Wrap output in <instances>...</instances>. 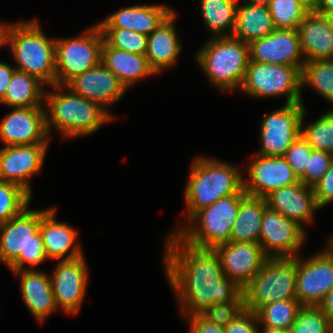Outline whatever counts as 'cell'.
Segmentation results:
<instances>
[{"instance_id":"6da1fadb","label":"cell","mask_w":333,"mask_h":333,"mask_svg":"<svg viewBox=\"0 0 333 333\" xmlns=\"http://www.w3.org/2000/svg\"><path fill=\"white\" fill-rule=\"evenodd\" d=\"M166 241V276L184 317L200 314L216 303L244 302L243 289L225 277L214 249L190 246L175 232Z\"/></svg>"},{"instance_id":"7a4b0ae2","label":"cell","mask_w":333,"mask_h":333,"mask_svg":"<svg viewBox=\"0 0 333 333\" xmlns=\"http://www.w3.org/2000/svg\"><path fill=\"white\" fill-rule=\"evenodd\" d=\"M58 91L67 88L70 93L45 92L44 100L48 110H45L46 129L48 135L52 127H56L65 138L79 135H89L97 131L104 123L114 117L101 105L88 100L67 86L53 85ZM64 87V88H62Z\"/></svg>"},{"instance_id":"3957f363","label":"cell","mask_w":333,"mask_h":333,"mask_svg":"<svg viewBox=\"0 0 333 333\" xmlns=\"http://www.w3.org/2000/svg\"><path fill=\"white\" fill-rule=\"evenodd\" d=\"M188 178L184 198L189 219L217 200L243 191L238 167L204 156L195 159Z\"/></svg>"},{"instance_id":"277c9868","label":"cell","mask_w":333,"mask_h":333,"mask_svg":"<svg viewBox=\"0 0 333 333\" xmlns=\"http://www.w3.org/2000/svg\"><path fill=\"white\" fill-rule=\"evenodd\" d=\"M36 20L8 24L6 43L10 44L16 70L36 77L42 84L55 85V39L44 35Z\"/></svg>"},{"instance_id":"5b68a950","label":"cell","mask_w":333,"mask_h":333,"mask_svg":"<svg viewBox=\"0 0 333 333\" xmlns=\"http://www.w3.org/2000/svg\"><path fill=\"white\" fill-rule=\"evenodd\" d=\"M40 228V211L25 208L0 225V261L12 271L33 269L47 259ZM24 264H29L28 268Z\"/></svg>"},{"instance_id":"8992f818","label":"cell","mask_w":333,"mask_h":333,"mask_svg":"<svg viewBox=\"0 0 333 333\" xmlns=\"http://www.w3.org/2000/svg\"><path fill=\"white\" fill-rule=\"evenodd\" d=\"M245 195L243 190L240 194L219 199L197 211L188 220L190 225L180 226L175 234L188 245L202 249H214L230 242V233L238 215L240 201Z\"/></svg>"},{"instance_id":"52a82bcc","label":"cell","mask_w":333,"mask_h":333,"mask_svg":"<svg viewBox=\"0 0 333 333\" xmlns=\"http://www.w3.org/2000/svg\"><path fill=\"white\" fill-rule=\"evenodd\" d=\"M196 57L212 85L227 92L241 87L249 63V46L232 36L213 37Z\"/></svg>"},{"instance_id":"ba28073f","label":"cell","mask_w":333,"mask_h":333,"mask_svg":"<svg viewBox=\"0 0 333 333\" xmlns=\"http://www.w3.org/2000/svg\"><path fill=\"white\" fill-rule=\"evenodd\" d=\"M244 308L256 313L279 300L296 299V257L268 258L243 289Z\"/></svg>"},{"instance_id":"9c48e42d","label":"cell","mask_w":333,"mask_h":333,"mask_svg":"<svg viewBox=\"0 0 333 333\" xmlns=\"http://www.w3.org/2000/svg\"><path fill=\"white\" fill-rule=\"evenodd\" d=\"M83 34L55 39V85L66 86L76 76L101 63L104 37L99 25Z\"/></svg>"},{"instance_id":"30bf717a","label":"cell","mask_w":333,"mask_h":333,"mask_svg":"<svg viewBox=\"0 0 333 333\" xmlns=\"http://www.w3.org/2000/svg\"><path fill=\"white\" fill-rule=\"evenodd\" d=\"M240 89L252 97L286 95V104L301 103V72L291 65L250 61Z\"/></svg>"},{"instance_id":"8fae6325","label":"cell","mask_w":333,"mask_h":333,"mask_svg":"<svg viewBox=\"0 0 333 333\" xmlns=\"http://www.w3.org/2000/svg\"><path fill=\"white\" fill-rule=\"evenodd\" d=\"M304 104H285L282 108L265 114L260 126L262 140L258 155L284 156L287 149L301 134Z\"/></svg>"},{"instance_id":"7c38bea8","label":"cell","mask_w":333,"mask_h":333,"mask_svg":"<svg viewBox=\"0 0 333 333\" xmlns=\"http://www.w3.org/2000/svg\"><path fill=\"white\" fill-rule=\"evenodd\" d=\"M296 257V299L301 306H319L333 287V251L325 250L301 262Z\"/></svg>"},{"instance_id":"4fadbf2b","label":"cell","mask_w":333,"mask_h":333,"mask_svg":"<svg viewBox=\"0 0 333 333\" xmlns=\"http://www.w3.org/2000/svg\"><path fill=\"white\" fill-rule=\"evenodd\" d=\"M304 240V228L268 206L265 208L259 244L268 258L297 257Z\"/></svg>"},{"instance_id":"5bb4252c","label":"cell","mask_w":333,"mask_h":333,"mask_svg":"<svg viewBox=\"0 0 333 333\" xmlns=\"http://www.w3.org/2000/svg\"><path fill=\"white\" fill-rule=\"evenodd\" d=\"M84 255L58 261L50 276L51 289L58 309L73 314L80 310L87 286L88 269Z\"/></svg>"},{"instance_id":"9a60e30c","label":"cell","mask_w":333,"mask_h":333,"mask_svg":"<svg viewBox=\"0 0 333 333\" xmlns=\"http://www.w3.org/2000/svg\"><path fill=\"white\" fill-rule=\"evenodd\" d=\"M249 60L269 64L291 65L302 71V58L298 29L276 28L269 35L248 44Z\"/></svg>"},{"instance_id":"2e32d148","label":"cell","mask_w":333,"mask_h":333,"mask_svg":"<svg viewBox=\"0 0 333 333\" xmlns=\"http://www.w3.org/2000/svg\"><path fill=\"white\" fill-rule=\"evenodd\" d=\"M253 156L255 160L247 170L249 178L243 180L247 195L265 198L274 190L300 182L283 156Z\"/></svg>"},{"instance_id":"e0dca14e","label":"cell","mask_w":333,"mask_h":333,"mask_svg":"<svg viewBox=\"0 0 333 333\" xmlns=\"http://www.w3.org/2000/svg\"><path fill=\"white\" fill-rule=\"evenodd\" d=\"M225 277L244 289L268 257L258 242H228L214 248Z\"/></svg>"},{"instance_id":"ac0fdd59","label":"cell","mask_w":333,"mask_h":333,"mask_svg":"<svg viewBox=\"0 0 333 333\" xmlns=\"http://www.w3.org/2000/svg\"><path fill=\"white\" fill-rule=\"evenodd\" d=\"M48 143L5 146L0 150V181L22 187L31 194L30 178L42 169Z\"/></svg>"},{"instance_id":"d6986e66","label":"cell","mask_w":333,"mask_h":333,"mask_svg":"<svg viewBox=\"0 0 333 333\" xmlns=\"http://www.w3.org/2000/svg\"><path fill=\"white\" fill-rule=\"evenodd\" d=\"M45 108H13L2 119L0 140L5 146L48 143Z\"/></svg>"},{"instance_id":"ffe728a7","label":"cell","mask_w":333,"mask_h":333,"mask_svg":"<svg viewBox=\"0 0 333 333\" xmlns=\"http://www.w3.org/2000/svg\"><path fill=\"white\" fill-rule=\"evenodd\" d=\"M66 86L104 109L120 100L127 90L117 76L102 63L76 76Z\"/></svg>"},{"instance_id":"44dd1931","label":"cell","mask_w":333,"mask_h":333,"mask_svg":"<svg viewBox=\"0 0 333 333\" xmlns=\"http://www.w3.org/2000/svg\"><path fill=\"white\" fill-rule=\"evenodd\" d=\"M267 206L302 226L312 222L314 211L319 209L313 187L299 182L272 191L265 197Z\"/></svg>"},{"instance_id":"7402d4cb","label":"cell","mask_w":333,"mask_h":333,"mask_svg":"<svg viewBox=\"0 0 333 333\" xmlns=\"http://www.w3.org/2000/svg\"><path fill=\"white\" fill-rule=\"evenodd\" d=\"M55 210L48 208L40 211L39 231L47 258L62 261L81 257V247L78 244L73 246L77 231L72 226L55 220Z\"/></svg>"},{"instance_id":"603a6c76","label":"cell","mask_w":333,"mask_h":333,"mask_svg":"<svg viewBox=\"0 0 333 333\" xmlns=\"http://www.w3.org/2000/svg\"><path fill=\"white\" fill-rule=\"evenodd\" d=\"M300 47L305 62L333 60V27L311 9L299 24Z\"/></svg>"},{"instance_id":"cb8c5ba5","label":"cell","mask_w":333,"mask_h":333,"mask_svg":"<svg viewBox=\"0 0 333 333\" xmlns=\"http://www.w3.org/2000/svg\"><path fill=\"white\" fill-rule=\"evenodd\" d=\"M174 11L166 5H136L119 10L102 22L100 28H120L150 35Z\"/></svg>"},{"instance_id":"d4e9b609","label":"cell","mask_w":333,"mask_h":333,"mask_svg":"<svg viewBox=\"0 0 333 333\" xmlns=\"http://www.w3.org/2000/svg\"><path fill=\"white\" fill-rule=\"evenodd\" d=\"M20 274L22 297L31 315L41 323L58 308L51 289L50 277L35 269L12 271Z\"/></svg>"},{"instance_id":"484cf974","label":"cell","mask_w":333,"mask_h":333,"mask_svg":"<svg viewBox=\"0 0 333 333\" xmlns=\"http://www.w3.org/2000/svg\"><path fill=\"white\" fill-rule=\"evenodd\" d=\"M175 17L176 14L173 12L148 35L145 55L156 74L161 70L171 68L181 52V45L174 25Z\"/></svg>"},{"instance_id":"4316f807","label":"cell","mask_w":333,"mask_h":333,"mask_svg":"<svg viewBox=\"0 0 333 333\" xmlns=\"http://www.w3.org/2000/svg\"><path fill=\"white\" fill-rule=\"evenodd\" d=\"M101 63L117 76L126 89L141 78L156 74L145 54L113 48L105 41L102 46Z\"/></svg>"},{"instance_id":"83f0119b","label":"cell","mask_w":333,"mask_h":333,"mask_svg":"<svg viewBox=\"0 0 333 333\" xmlns=\"http://www.w3.org/2000/svg\"><path fill=\"white\" fill-rule=\"evenodd\" d=\"M275 29L268 6L248 3L237 6L235 27L231 36L249 44L269 35Z\"/></svg>"},{"instance_id":"f1b7e54d","label":"cell","mask_w":333,"mask_h":333,"mask_svg":"<svg viewBox=\"0 0 333 333\" xmlns=\"http://www.w3.org/2000/svg\"><path fill=\"white\" fill-rule=\"evenodd\" d=\"M265 198L245 195L239 205L238 215L230 233L232 242H258L264 210Z\"/></svg>"},{"instance_id":"f546056e","label":"cell","mask_w":333,"mask_h":333,"mask_svg":"<svg viewBox=\"0 0 333 333\" xmlns=\"http://www.w3.org/2000/svg\"><path fill=\"white\" fill-rule=\"evenodd\" d=\"M41 83L36 77L15 70L0 103L12 108L43 107L45 90L43 91Z\"/></svg>"},{"instance_id":"4dcf8cb0","label":"cell","mask_w":333,"mask_h":333,"mask_svg":"<svg viewBox=\"0 0 333 333\" xmlns=\"http://www.w3.org/2000/svg\"><path fill=\"white\" fill-rule=\"evenodd\" d=\"M200 10L213 37L232 35L237 11V6L232 0H200Z\"/></svg>"},{"instance_id":"1f68e13d","label":"cell","mask_w":333,"mask_h":333,"mask_svg":"<svg viewBox=\"0 0 333 333\" xmlns=\"http://www.w3.org/2000/svg\"><path fill=\"white\" fill-rule=\"evenodd\" d=\"M301 307L297 299L279 300L261 307L255 314L263 329L290 330Z\"/></svg>"},{"instance_id":"d6a6232c","label":"cell","mask_w":333,"mask_h":333,"mask_svg":"<svg viewBox=\"0 0 333 333\" xmlns=\"http://www.w3.org/2000/svg\"><path fill=\"white\" fill-rule=\"evenodd\" d=\"M309 84L323 98L333 103V60H316L304 63L301 71V87Z\"/></svg>"},{"instance_id":"836d02e7","label":"cell","mask_w":333,"mask_h":333,"mask_svg":"<svg viewBox=\"0 0 333 333\" xmlns=\"http://www.w3.org/2000/svg\"><path fill=\"white\" fill-rule=\"evenodd\" d=\"M275 28L298 29L311 8L303 0H270L268 5Z\"/></svg>"},{"instance_id":"e575fe53","label":"cell","mask_w":333,"mask_h":333,"mask_svg":"<svg viewBox=\"0 0 333 333\" xmlns=\"http://www.w3.org/2000/svg\"><path fill=\"white\" fill-rule=\"evenodd\" d=\"M305 113L306 109L301 120L302 137L314 150L333 154V110L326 112L308 126L303 124Z\"/></svg>"},{"instance_id":"d590c367","label":"cell","mask_w":333,"mask_h":333,"mask_svg":"<svg viewBox=\"0 0 333 333\" xmlns=\"http://www.w3.org/2000/svg\"><path fill=\"white\" fill-rule=\"evenodd\" d=\"M31 197L17 184L0 181V225L27 208L31 202Z\"/></svg>"},{"instance_id":"8d00e7d4","label":"cell","mask_w":333,"mask_h":333,"mask_svg":"<svg viewBox=\"0 0 333 333\" xmlns=\"http://www.w3.org/2000/svg\"><path fill=\"white\" fill-rule=\"evenodd\" d=\"M290 333H333V324L318 306H302Z\"/></svg>"},{"instance_id":"74e56055","label":"cell","mask_w":333,"mask_h":333,"mask_svg":"<svg viewBox=\"0 0 333 333\" xmlns=\"http://www.w3.org/2000/svg\"><path fill=\"white\" fill-rule=\"evenodd\" d=\"M104 41L113 48L130 53L146 54L148 36L120 28H100Z\"/></svg>"},{"instance_id":"f35d334b","label":"cell","mask_w":333,"mask_h":333,"mask_svg":"<svg viewBox=\"0 0 333 333\" xmlns=\"http://www.w3.org/2000/svg\"><path fill=\"white\" fill-rule=\"evenodd\" d=\"M333 162V154L320 150H312L304 175L299 179L306 186L314 187L329 170Z\"/></svg>"},{"instance_id":"ab89813d","label":"cell","mask_w":333,"mask_h":333,"mask_svg":"<svg viewBox=\"0 0 333 333\" xmlns=\"http://www.w3.org/2000/svg\"><path fill=\"white\" fill-rule=\"evenodd\" d=\"M244 309V302L216 303L207 307L200 315L215 325L225 327Z\"/></svg>"},{"instance_id":"60d3db41","label":"cell","mask_w":333,"mask_h":333,"mask_svg":"<svg viewBox=\"0 0 333 333\" xmlns=\"http://www.w3.org/2000/svg\"><path fill=\"white\" fill-rule=\"evenodd\" d=\"M312 150L300 134L283 156L299 179L304 175Z\"/></svg>"},{"instance_id":"b9f144b4","label":"cell","mask_w":333,"mask_h":333,"mask_svg":"<svg viewBox=\"0 0 333 333\" xmlns=\"http://www.w3.org/2000/svg\"><path fill=\"white\" fill-rule=\"evenodd\" d=\"M257 325V326H255ZM259 322L254 312L244 309L238 316L225 326V333H259Z\"/></svg>"},{"instance_id":"7bdbcfd3","label":"cell","mask_w":333,"mask_h":333,"mask_svg":"<svg viewBox=\"0 0 333 333\" xmlns=\"http://www.w3.org/2000/svg\"><path fill=\"white\" fill-rule=\"evenodd\" d=\"M319 208L333 202V162L322 179L313 187Z\"/></svg>"},{"instance_id":"ee69618b","label":"cell","mask_w":333,"mask_h":333,"mask_svg":"<svg viewBox=\"0 0 333 333\" xmlns=\"http://www.w3.org/2000/svg\"><path fill=\"white\" fill-rule=\"evenodd\" d=\"M185 318L190 322V333H225L224 327H220L207 321L200 314L191 315Z\"/></svg>"},{"instance_id":"f6af8a7d","label":"cell","mask_w":333,"mask_h":333,"mask_svg":"<svg viewBox=\"0 0 333 333\" xmlns=\"http://www.w3.org/2000/svg\"><path fill=\"white\" fill-rule=\"evenodd\" d=\"M15 70V67L0 62V100L4 97Z\"/></svg>"},{"instance_id":"bcb514c9","label":"cell","mask_w":333,"mask_h":333,"mask_svg":"<svg viewBox=\"0 0 333 333\" xmlns=\"http://www.w3.org/2000/svg\"><path fill=\"white\" fill-rule=\"evenodd\" d=\"M333 324V287L318 306Z\"/></svg>"},{"instance_id":"7dc6e473","label":"cell","mask_w":333,"mask_h":333,"mask_svg":"<svg viewBox=\"0 0 333 333\" xmlns=\"http://www.w3.org/2000/svg\"><path fill=\"white\" fill-rule=\"evenodd\" d=\"M313 10H333V0H319Z\"/></svg>"},{"instance_id":"c3c4849f","label":"cell","mask_w":333,"mask_h":333,"mask_svg":"<svg viewBox=\"0 0 333 333\" xmlns=\"http://www.w3.org/2000/svg\"><path fill=\"white\" fill-rule=\"evenodd\" d=\"M315 12L321 14L326 21L333 27V10H314Z\"/></svg>"},{"instance_id":"681fc988","label":"cell","mask_w":333,"mask_h":333,"mask_svg":"<svg viewBox=\"0 0 333 333\" xmlns=\"http://www.w3.org/2000/svg\"><path fill=\"white\" fill-rule=\"evenodd\" d=\"M8 25L0 24V47L6 44V32Z\"/></svg>"},{"instance_id":"f907efd6","label":"cell","mask_w":333,"mask_h":333,"mask_svg":"<svg viewBox=\"0 0 333 333\" xmlns=\"http://www.w3.org/2000/svg\"><path fill=\"white\" fill-rule=\"evenodd\" d=\"M250 3L268 6L270 3V0H250Z\"/></svg>"},{"instance_id":"816d5d0a","label":"cell","mask_w":333,"mask_h":333,"mask_svg":"<svg viewBox=\"0 0 333 333\" xmlns=\"http://www.w3.org/2000/svg\"><path fill=\"white\" fill-rule=\"evenodd\" d=\"M261 333H290L289 330H270V329H263Z\"/></svg>"},{"instance_id":"f5cc1de1","label":"cell","mask_w":333,"mask_h":333,"mask_svg":"<svg viewBox=\"0 0 333 333\" xmlns=\"http://www.w3.org/2000/svg\"><path fill=\"white\" fill-rule=\"evenodd\" d=\"M311 9L314 8L319 0H303Z\"/></svg>"},{"instance_id":"db71d44e","label":"cell","mask_w":333,"mask_h":333,"mask_svg":"<svg viewBox=\"0 0 333 333\" xmlns=\"http://www.w3.org/2000/svg\"><path fill=\"white\" fill-rule=\"evenodd\" d=\"M327 243H328V244H326V245H328V247L333 251V237L330 238V240H328Z\"/></svg>"},{"instance_id":"11a10c76","label":"cell","mask_w":333,"mask_h":333,"mask_svg":"<svg viewBox=\"0 0 333 333\" xmlns=\"http://www.w3.org/2000/svg\"><path fill=\"white\" fill-rule=\"evenodd\" d=\"M236 6H238V1L237 0H232ZM250 3V0H247V2H244V4Z\"/></svg>"}]
</instances>
